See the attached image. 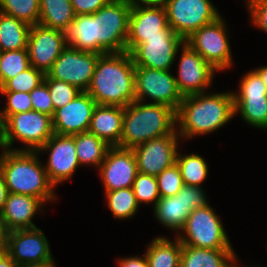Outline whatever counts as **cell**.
Instances as JSON below:
<instances>
[{
	"label": "cell",
	"mask_w": 267,
	"mask_h": 267,
	"mask_svg": "<svg viewBox=\"0 0 267 267\" xmlns=\"http://www.w3.org/2000/svg\"><path fill=\"white\" fill-rule=\"evenodd\" d=\"M201 187L184 185L175 196L160 197L154 207L155 216L166 227L182 230L190 213L208 203Z\"/></svg>",
	"instance_id": "obj_13"
},
{
	"label": "cell",
	"mask_w": 267,
	"mask_h": 267,
	"mask_svg": "<svg viewBox=\"0 0 267 267\" xmlns=\"http://www.w3.org/2000/svg\"><path fill=\"white\" fill-rule=\"evenodd\" d=\"M44 82L48 86L54 110L67 105L82 92L69 83L50 78L47 74H45Z\"/></svg>",
	"instance_id": "obj_37"
},
{
	"label": "cell",
	"mask_w": 267,
	"mask_h": 267,
	"mask_svg": "<svg viewBox=\"0 0 267 267\" xmlns=\"http://www.w3.org/2000/svg\"><path fill=\"white\" fill-rule=\"evenodd\" d=\"M169 71L135 67V100L142 102L148 96L155 104H164L177 111L184 97Z\"/></svg>",
	"instance_id": "obj_10"
},
{
	"label": "cell",
	"mask_w": 267,
	"mask_h": 267,
	"mask_svg": "<svg viewBox=\"0 0 267 267\" xmlns=\"http://www.w3.org/2000/svg\"><path fill=\"white\" fill-rule=\"evenodd\" d=\"M135 66L129 52L99 56L86 92L97 105L125 107L135 101Z\"/></svg>",
	"instance_id": "obj_1"
},
{
	"label": "cell",
	"mask_w": 267,
	"mask_h": 267,
	"mask_svg": "<svg viewBox=\"0 0 267 267\" xmlns=\"http://www.w3.org/2000/svg\"><path fill=\"white\" fill-rule=\"evenodd\" d=\"M185 40L168 25L162 36L148 37L131 52L135 67H147L157 70H170L179 47Z\"/></svg>",
	"instance_id": "obj_11"
},
{
	"label": "cell",
	"mask_w": 267,
	"mask_h": 267,
	"mask_svg": "<svg viewBox=\"0 0 267 267\" xmlns=\"http://www.w3.org/2000/svg\"><path fill=\"white\" fill-rule=\"evenodd\" d=\"M8 193L9 192H8L6 183L4 181V177L0 172V212H2V210L4 208Z\"/></svg>",
	"instance_id": "obj_45"
},
{
	"label": "cell",
	"mask_w": 267,
	"mask_h": 267,
	"mask_svg": "<svg viewBox=\"0 0 267 267\" xmlns=\"http://www.w3.org/2000/svg\"><path fill=\"white\" fill-rule=\"evenodd\" d=\"M33 110L53 117L55 110L48 90L47 84L43 81L38 87L30 93Z\"/></svg>",
	"instance_id": "obj_40"
},
{
	"label": "cell",
	"mask_w": 267,
	"mask_h": 267,
	"mask_svg": "<svg viewBox=\"0 0 267 267\" xmlns=\"http://www.w3.org/2000/svg\"><path fill=\"white\" fill-rule=\"evenodd\" d=\"M7 95V106L0 111L2 123L13 114L25 113L33 110L30 94L27 92H1Z\"/></svg>",
	"instance_id": "obj_39"
},
{
	"label": "cell",
	"mask_w": 267,
	"mask_h": 267,
	"mask_svg": "<svg viewBox=\"0 0 267 267\" xmlns=\"http://www.w3.org/2000/svg\"><path fill=\"white\" fill-rule=\"evenodd\" d=\"M177 135V136H176ZM178 132L153 138L133 148L138 172L158 176L176 163Z\"/></svg>",
	"instance_id": "obj_16"
},
{
	"label": "cell",
	"mask_w": 267,
	"mask_h": 267,
	"mask_svg": "<svg viewBox=\"0 0 267 267\" xmlns=\"http://www.w3.org/2000/svg\"><path fill=\"white\" fill-rule=\"evenodd\" d=\"M99 54L72 49L67 46L47 72L50 78L64 81L86 91L99 59Z\"/></svg>",
	"instance_id": "obj_12"
},
{
	"label": "cell",
	"mask_w": 267,
	"mask_h": 267,
	"mask_svg": "<svg viewBox=\"0 0 267 267\" xmlns=\"http://www.w3.org/2000/svg\"><path fill=\"white\" fill-rule=\"evenodd\" d=\"M38 154V151L5 149L0 157V172L9 193L36 197L45 203L56 197Z\"/></svg>",
	"instance_id": "obj_3"
},
{
	"label": "cell",
	"mask_w": 267,
	"mask_h": 267,
	"mask_svg": "<svg viewBox=\"0 0 267 267\" xmlns=\"http://www.w3.org/2000/svg\"><path fill=\"white\" fill-rule=\"evenodd\" d=\"M0 267H18V265L6 251H3L0 254Z\"/></svg>",
	"instance_id": "obj_46"
},
{
	"label": "cell",
	"mask_w": 267,
	"mask_h": 267,
	"mask_svg": "<svg viewBox=\"0 0 267 267\" xmlns=\"http://www.w3.org/2000/svg\"><path fill=\"white\" fill-rule=\"evenodd\" d=\"M233 249H204L182 245L180 267H238L233 266Z\"/></svg>",
	"instance_id": "obj_25"
},
{
	"label": "cell",
	"mask_w": 267,
	"mask_h": 267,
	"mask_svg": "<svg viewBox=\"0 0 267 267\" xmlns=\"http://www.w3.org/2000/svg\"><path fill=\"white\" fill-rule=\"evenodd\" d=\"M131 9L127 0H110L94 13L95 53L126 52Z\"/></svg>",
	"instance_id": "obj_5"
},
{
	"label": "cell",
	"mask_w": 267,
	"mask_h": 267,
	"mask_svg": "<svg viewBox=\"0 0 267 267\" xmlns=\"http://www.w3.org/2000/svg\"><path fill=\"white\" fill-rule=\"evenodd\" d=\"M53 134L49 115L35 110L13 114L2 123L0 148L12 150L10 147L18 139L28 146L22 151H38Z\"/></svg>",
	"instance_id": "obj_6"
},
{
	"label": "cell",
	"mask_w": 267,
	"mask_h": 267,
	"mask_svg": "<svg viewBox=\"0 0 267 267\" xmlns=\"http://www.w3.org/2000/svg\"><path fill=\"white\" fill-rule=\"evenodd\" d=\"M185 237L176 236L182 245L204 249H232L222 223L207 204L194 209L182 229Z\"/></svg>",
	"instance_id": "obj_7"
},
{
	"label": "cell",
	"mask_w": 267,
	"mask_h": 267,
	"mask_svg": "<svg viewBox=\"0 0 267 267\" xmlns=\"http://www.w3.org/2000/svg\"><path fill=\"white\" fill-rule=\"evenodd\" d=\"M182 48L178 77H175L178 89L183 97L202 93L211 84L217 70L187 43Z\"/></svg>",
	"instance_id": "obj_20"
},
{
	"label": "cell",
	"mask_w": 267,
	"mask_h": 267,
	"mask_svg": "<svg viewBox=\"0 0 267 267\" xmlns=\"http://www.w3.org/2000/svg\"><path fill=\"white\" fill-rule=\"evenodd\" d=\"M146 250L149 267H180L182 244L164 237L155 238Z\"/></svg>",
	"instance_id": "obj_29"
},
{
	"label": "cell",
	"mask_w": 267,
	"mask_h": 267,
	"mask_svg": "<svg viewBox=\"0 0 267 267\" xmlns=\"http://www.w3.org/2000/svg\"><path fill=\"white\" fill-rule=\"evenodd\" d=\"M105 192L130 188L138 174L133 149L110 147L99 167Z\"/></svg>",
	"instance_id": "obj_19"
},
{
	"label": "cell",
	"mask_w": 267,
	"mask_h": 267,
	"mask_svg": "<svg viewBox=\"0 0 267 267\" xmlns=\"http://www.w3.org/2000/svg\"><path fill=\"white\" fill-rule=\"evenodd\" d=\"M108 207L114 218L126 219L133 216L138 210L139 203L134 195L132 187L115 191H107Z\"/></svg>",
	"instance_id": "obj_33"
},
{
	"label": "cell",
	"mask_w": 267,
	"mask_h": 267,
	"mask_svg": "<svg viewBox=\"0 0 267 267\" xmlns=\"http://www.w3.org/2000/svg\"><path fill=\"white\" fill-rule=\"evenodd\" d=\"M165 9L168 25L184 40L220 17L210 0H169Z\"/></svg>",
	"instance_id": "obj_8"
},
{
	"label": "cell",
	"mask_w": 267,
	"mask_h": 267,
	"mask_svg": "<svg viewBox=\"0 0 267 267\" xmlns=\"http://www.w3.org/2000/svg\"><path fill=\"white\" fill-rule=\"evenodd\" d=\"M1 136H2V120H1V117H0V139H1Z\"/></svg>",
	"instance_id": "obj_51"
},
{
	"label": "cell",
	"mask_w": 267,
	"mask_h": 267,
	"mask_svg": "<svg viewBox=\"0 0 267 267\" xmlns=\"http://www.w3.org/2000/svg\"><path fill=\"white\" fill-rule=\"evenodd\" d=\"M6 252L18 266L53 261L49 243L37 227L10 231Z\"/></svg>",
	"instance_id": "obj_18"
},
{
	"label": "cell",
	"mask_w": 267,
	"mask_h": 267,
	"mask_svg": "<svg viewBox=\"0 0 267 267\" xmlns=\"http://www.w3.org/2000/svg\"><path fill=\"white\" fill-rule=\"evenodd\" d=\"M18 267H55L54 261H45L42 263L26 264Z\"/></svg>",
	"instance_id": "obj_48"
},
{
	"label": "cell",
	"mask_w": 267,
	"mask_h": 267,
	"mask_svg": "<svg viewBox=\"0 0 267 267\" xmlns=\"http://www.w3.org/2000/svg\"><path fill=\"white\" fill-rule=\"evenodd\" d=\"M228 42L226 26L221 17L202 26L185 40V43L217 71L231 65V49Z\"/></svg>",
	"instance_id": "obj_9"
},
{
	"label": "cell",
	"mask_w": 267,
	"mask_h": 267,
	"mask_svg": "<svg viewBox=\"0 0 267 267\" xmlns=\"http://www.w3.org/2000/svg\"><path fill=\"white\" fill-rule=\"evenodd\" d=\"M235 115L233 93L206 95L204 92L185 96L176 111L181 137L211 133Z\"/></svg>",
	"instance_id": "obj_2"
},
{
	"label": "cell",
	"mask_w": 267,
	"mask_h": 267,
	"mask_svg": "<svg viewBox=\"0 0 267 267\" xmlns=\"http://www.w3.org/2000/svg\"><path fill=\"white\" fill-rule=\"evenodd\" d=\"M0 12L14 16L30 26L39 24V0H0Z\"/></svg>",
	"instance_id": "obj_32"
},
{
	"label": "cell",
	"mask_w": 267,
	"mask_h": 267,
	"mask_svg": "<svg viewBox=\"0 0 267 267\" xmlns=\"http://www.w3.org/2000/svg\"><path fill=\"white\" fill-rule=\"evenodd\" d=\"M176 164L180 169L184 185L201 187L208 173L207 163L201 156L197 154L182 156L177 152Z\"/></svg>",
	"instance_id": "obj_31"
},
{
	"label": "cell",
	"mask_w": 267,
	"mask_h": 267,
	"mask_svg": "<svg viewBox=\"0 0 267 267\" xmlns=\"http://www.w3.org/2000/svg\"><path fill=\"white\" fill-rule=\"evenodd\" d=\"M127 1H128V4L131 6V8L145 6V5L152 6V0H127Z\"/></svg>",
	"instance_id": "obj_47"
},
{
	"label": "cell",
	"mask_w": 267,
	"mask_h": 267,
	"mask_svg": "<svg viewBox=\"0 0 267 267\" xmlns=\"http://www.w3.org/2000/svg\"><path fill=\"white\" fill-rule=\"evenodd\" d=\"M64 36L72 49L95 53L94 13L77 15L64 30Z\"/></svg>",
	"instance_id": "obj_26"
},
{
	"label": "cell",
	"mask_w": 267,
	"mask_h": 267,
	"mask_svg": "<svg viewBox=\"0 0 267 267\" xmlns=\"http://www.w3.org/2000/svg\"><path fill=\"white\" fill-rule=\"evenodd\" d=\"M97 103L82 91L67 105L55 110L52 117L53 132L58 135H75L87 132Z\"/></svg>",
	"instance_id": "obj_21"
},
{
	"label": "cell",
	"mask_w": 267,
	"mask_h": 267,
	"mask_svg": "<svg viewBox=\"0 0 267 267\" xmlns=\"http://www.w3.org/2000/svg\"><path fill=\"white\" fill-rule=\"evenodd\" d=\"M169 0H152V6L165 7Z\"/></svg>",
	"instance_id": "obj_50"
},
{
	"label": "cell",
	"mask_w": 267,
	"mask_h": 267,
	"mask_svg": "<svg viewBox=\"0 0 267 267\" xmlns=\"http://www.w3.org/2000/svg\"><path fill=\"white\" fill-rule=\"evenodd\" d=\"M255 71L259 74L265 86L267 87V66L256 69Z\"/></svg>",
	"instance_id": "obj_49"
},
{
	"label": "cell",
	"mask_w": 267,
	"mask_h": 267,
	"mask_svg": "<svg viewBox=\"0 0 267 267\" xmlns=\"http://www.w3.org/2000/svg\"><path fill=\"white\" fill-rule=\"evenodd\" d=\"M133 101L124 107L120 147L133 149L153 138L172 134L176 111L164 104Z\"/></svg>",
	"instance_id": "obj_4"
},
{
	"label": "cell",
	"mask_w": 267,
	"mask_h": 267,
	"mask_svg": "<svg viewBox=\"0 0 267 267\" xmlns=\"http://www.w3.org/2000/svg\"><path fill=\"white\" fill-rule=\"evenodd\" d=\"M42 201L36 197L8 193L1 212L9 231L36 228L32 218L42 206Z\"/></svg>",
	"instance_id": "obj_24"
},
{
	"label": "cell",
	"mask_w": 267,
	"mask_h": 267,
	"mask_svg": "<svg viewBox=\"0 0 267 267\" xmlns=\"http://www.w3.org/2000/svg\"><path fill=\"white\" fill-rule=\"evenodd\" d=\"M132 189L139 204L142 202L145 204L154 202L155 207L157 201L160 199L156 176L138 172Z\"/></svg>",
	"instance_id": "obj_36"
},
{
	"label": "cell",
	"mask_w": 267,
	"mask_h": 267,
	"mask_svg": "<svg viewBox=\"0 0 267 267\" xmlns=\"http://www.w3.org/2000/svg\"><path fill=\"white\" fill-rule=\"evenodd\" d=\"M45 73L30 66L25 71L7 80L1 87L0 92H27L30 93L44 81Z\"/></svg>",
	"instance_id": "obj_35"
},
{
	"label": "cell",
	"mask_w": 267,
	"mask_h": 267,
	"mask_svg": "<svg viewBox=\"0 0 267 267\" xmlns=\"http://www.w3.org/2000/svg\"><path fill=\"white\" fill-rule=\"evenodd\" d=\"M75 147L80 165L94 164L96 167H100L111 146L87 131L75 134Z\"/></svg>",
	"instance_id": "obj_30"
},
{
	"label": "cell",
	"mask_w": 267,
	"mask_h": 267,
	"mask_svg": "<svg viewBox=\"0 0 267 267\" xmlns=\"http://www.w3.org/2000/svg\"><path fill=\"white\" fill-rule=\"evenodd\" d=\"M234 111L254 127L267 128V87L254 70L245 74L240 92L233 93Z\"/></svg>",
	"instance_id": "obj_14"
},
{
	"label": "cell",
	"mask_w": 267,
	"mask_h": 267,
	"mask_svg": "<svg viewBox=\"0 0 267 267\" xmlns=\"http://www.w3.org/2000/svg\"><path fill=\"white\" fill-rule=\"evenodd\" d=\"M168 26L165 7L139 6L133 7L129 17V33L126 51L131 52L148 37L162 36Z\"/></svg>",
	"instance_id": "obj_22"
},
{
	"label": "cell",
	"mask_w": 267,
	"mask_h": 267,
	"mask_svg": "<svg viewBox=\"0 0 267 267\" xmlns=\"http://www.w3.org/2000/svg\"><path fill=\"white\" fill-rule=\"evenodd\" d=\"M39 1V24L44 27L64 31L76 17L70 0Z\"/></svg>",
	"instance_id": "obj_28"
},
{
	"label": "cell",
	"mask_w": 267,
	"mask_h": 267,
	"mask_svg": "<svg viewBox=\"0 0 267 267\" xmlns=\"http://www.w3.org/2000/svg\"><path fill=\"white\" fill-rule=\"evenodd\" d=\"M124 107L96 105L88 132L104 140L111 147H120Z\"/></svg>",
	"instance_id": "obj_23"
},
{
	"label": "cell",
	"mask_w": 267,
	"mask_h": 267,
	"mask_svg": "<svg viewBox=\"0 0 267 267\" xmlns=\"http://www.w3.org/2000/svg\"><path fill=\"white\" fill-rule=\"evenodd\" d=\"M31 26L0 12V52L27 49Z\"/></svg>",
	"instance_id": "obj_27"
},
{
	"label": "cell",
	"mask_w": 267,
	"mask_h": 267,
	"mask_svg": "<svg viewBox=\"0 0 267 267\" xmlns=\"http://www.w3.org/2000/svg\"><path fill=\"white\" fill-rule=\"evenodd\" d=\"M160 197L175 196L184 186L180 169L176 163L156 176Z\"/></svg>",
	"instance_id": "obj_38"
},
{
	"label": "cell",
	"mask_w": 267,
	"mask_h": 267,
	"mask_svg": "<svg viewBox=\"0 0 267 267\" xmlns=\"http://www.w3.org/2000/svg\"><path fill=\"white\" fill-rule=\"evenodd\" d=\"M67 46L64 31L40 24L31 26L27 44L30 66L47 74Z\"/></svg>",
	"instance_id": "obj_15"
},
{
	"label": "cell",
	"mask_w": 267,
	"mask_h": 267,
	"mask_svg": "<svg viewBox=\"0 0 267 267\" xmlns=\"http://www.w3.org/2000/svg\"><path fill=\"white\" fill-rule=\"evenodd\" d=\"M9 232L10 231L5 225L4 219L0 212V249L4 251H6V248H7Z\"/></svg>",
	"instance_id": "obj_44"
},
{
	"label": "cell",
	"mask_w": 267,
	"mask_h": 267,
	"mask_svg": "<svg viewBox=\"0 0 267 267\" xmlns=\"http://www.w3.org/2000/svg\"><path fill=\"white\" fill-rule=\"evenodd\" d=\"M77 15L93 14L104 7L110 0H70Z\"/></svg>",
	"instance_id": "obj_42"
},
{
	"label": "cell",
	"mask_w": 267,
	"mask_h": 267,
	"mask_svg": "<svg viewBox=\"0 0 267 267\" xmlns=\"http://www.w3.org/2000/svg\"><path fill=\"white\" fill-rule=\"evenodd\" d=\"M142 257H129L119 260V267H149L146 255Z\"/></svg>",
	"instance_id": "obj_43"
},
{
	"label": "cell",
	"mask_w": 267,
	"mask_h": 267,
	"mask_svg": "<svg viewBox=\"0 0 267 267\" xmlns=\"http://www.w3.org/2000/svg\"><path fill=\"white\" fill-rule=\"evenodd\" d=\"M30 67L27 49L0 52L1 86Z\"/></svg>",
	"instance_id": "obj_34"
},
{
	"label": "cell",
	"mask_w": 267,
	"mask_h": 267,
	"mask_svg": "<svg viewBox=\"0 0 267 267\" xmlns=\"http://www.w3.org/2000/svg\"><path fill=\"white\" fill-rule=\"evenodd\" d=\"M50 151L45 170L49 181L55 187L58 183L68 180L80 165L75 147V135H58L52 137L38 150Z\"/></svg>",
	"instance_id": "obj_17"
},
{
	"label": "cell",
	"mask_w": 267,
	"mask_h": 267,
	"mask_svg": "<svg viewBox=\"0 0 267 267\" xmlns=\"http://www.w3.org/2000/svg\"><path fill=\"white\" fill-rule=\"evenodd\" d=\"M253 23L267 33V0H246Z\"/></svg>",
	"instance_id": "obj_41"
}]
</instances>
